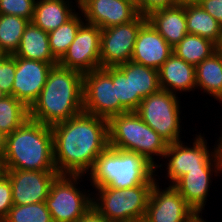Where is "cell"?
<instances>
[{
	"label": "cell",
	"instance_id": "obj_1",
	"mask_svg": "<svg viewBox=\"0 0 222 222\" xmlns=\"http://www.w3.org/2000/svg\"><path fill=\"white\" fill-rule=\"evenodd\" d=\"M51 131L59 174H87L109 145L108 120L84 111L51 126Z\"/></svg>",
	"mask_w": 222,
	"mask_h": 222
},
{
	"label": "cell",
	"instance_id": "obj_42",
	"mask_svg": "<svg viewBox=\"0 0 222 222\" xmlns=\"http://www.w3.org/2000/svg\"><path fill=\"white\" fill-rule=\"evenodd\" d=\"M192 222H207L204 219H202V215L198 216L194 221Z\"/></svg>",
	"mask_w": 222,
	"mask_h": 222
},
{
	"label": "cell",
	"instance_id": "obj_25",
	"mask_svg": "<svg viewBox=\"0 0 222 222\" xmlns=\"http://www.w3.org/2000/svg\"><path fill=\"white\" fill-rule=\"evenodd\" d=\"M219 47L209 39L195 34H187L174 48L173 53L196 67L200 62L209 58Z\"/></svg>",
	"mask_w": 222,
	"mask_h": 222
},
{
	"label": "cell",
	"instance_id": "obj_33",
	"mask_svg": "<svg viewBox=\"0 0 222 222\" xmlns=\"http://www.w3.org/2000/svg\"><path fill=\"white\" fill-rule=\"evenodd\" d=\"M15 71L16 57L5 54L0 59V95H12Z\"/></svg>",
	"mask_w": 222,
	"mask_h": 222
},
{
	"label": "cell",
	"instance_id": "obj_24",
	"mask_svg": "<svg viewBox=\"0 0 222 222\" xmlns=\"http://www.w3.org/2000/svg\"><path fill=\"white\" fill-rule=\"evenodd\" d=\"M186 26L189 34L209 39L218 47L222 44V26L199 4L185 5Z\"/></svg>",
	"mask_w": 222,
	"mask_h": 222
},
{
	"label": "cell",
	"instance_id": "obj_41",
	"mask_svg": "<svg viewBox=\"0 0 222 222\" xmlns=\"http://www.w3.org/2000/svg\"><path fill=\"white\" fill-rule=\"evenodd\" d=\"M89 0H76V6L79 10L88 2Z\"/></svg>",
	"mask_w": 222,
	"mask_h": 222
},
{
	"label": "cell",
	"instance_id": "obj_44",
	"mask_svg": "<svg viewBox=\"0 0 222 222\" xmlns=\"http://www.w3.org/2000/svg\"><path fill=\"white\" fill-rule=\"evenodd\" d=\"M6 53L1 49L0 47V59L5 55Z\"/></svg>",
	"mask_w": 222,
	"mask_h": 222
},
{
	"label": "cell",
	"instance_id": "obj_40",
	"mask_svg": "<svg viewBox=\"0 0 222 222\" xmlns=\"http://www.w3.org/2000/svg\"><path fill=\"white\" fill-rule=\"evenodd\" d=\"M201 0H175L176 5L198 4Z\"/></svg>",
	"mask_w": 222,
	"mask_h": 222
},
{
	"label": "cell",
	"instance_id": "obj_6",
	"mask_svg": "<svg viewBox=\"0 0 222 222\" xmlns=\"http://www.w3.org/2000/svg\"><path fill=\"white\" fill-rule=\"evenodd\" d=\"M152 186L138 185L126 189L94 188L92 207L111 222H143Z\"/></svg>",
	"mask_w": 222,
	"mask_h": 222
},
{
	"label": "cell",
	"instance_id": "obj_12",
	"mask_svg": "<svg viewBox=\"0 0 222 222\" xmlns=\"http://www.w3.org/2000/svg\"><path fill=\"white\" fill-rule=\"evenodd\" d=\"M155 182L143 222H192L198 215L172 186L162 188Z\"/></svg>",
	"mask_w": 222,
	"mask_h": 222
},
{
	"label": "cell",
	"instance_id": "obj_31",
	"mask_svg": "<svg viewBox=\"0 0 222 222\" xmlns=\"http://www.w3.org/2000/svg\"><path fill=\"white\" fill-rule=\"evenodd\" d=\"M5 219L6 222H53L45 202L13 205Z\"/></svg>",
	"mask_w": 222,
	"mask_h": 222
},
{
	"label": "cell",
	"instance_id": "obj_29",
	"mask_svg": "<svg viewBox=\"0 0 222 222\" xmlns=\"http://www.w3.org/2000/svg\"><path fill=\"white\" fill-rule=\"evenodd\" d=\"M112 80L116 83L117 98L120 105L128 111H136L139 107L141 96H132L131 61L118 66H112Z\"/></svg>",
	"mask_w": 222,
	"mask_h": 222
},
{
	"label": "cell",
	"instance_id": "obj_17",
	"mask_svg": "<svg viewBox=\"0 0 222 222\" xmlns=\"http://www.w3.org/2000/svg\"><path fill=\"white\" fill-rule=\"evenodd\" d=\"M173 54V48L147 20L140 28L131 61L159 70Z\"/></svg>",
	"mask_w": 222,
	"mask_h": 222
},
{
	"label": "cell",
	"instance_id": "obj_7",
	"mask_svg": "<svg viewBox=\"0 0 222 222\" xmlns=\"http://www.w3.org/2000/svg\"><path fill=\"white\" fill-rule=\"evenodd\" d=\"M191 145H185L183 141L168 144L164 153L166 159V176L169 184L173 185L180 177L194 170H222V155L219 139L214 144L213 150H209L208 142L201 133L196 134Z\"/></svg>",
	"mask_w": 222,
	"mask_h": 222
},
{
	"label": "cell",
	"instance_id": "obj_37",
	"mask_svg": "<svg viewBox=\"0 0 222 222\" xmlns=\"http://www.w3.org/2000/svg\"><path fill=\"white\" fill-rule=\"evenodd\" d=\"M76 222H111L101 216L93 207Z\"/></svg>",
	"mask_w": 222,
	"mask_h": 222
},
{
	"label": "cell",
	"instance_id": "obj_19",
	"mask_svg": "<svg viewBox=\"0 0 222 222\" xmlns=\"http://www.w3.org/2000/svg\"><path fill=\"white\" fill-rule=\"evenodd\" d=\"M159 85L172 94L190 92L196 89L195 67L174 53L158 70Z\"/></svg>",
	"mask_w": 222,
	"mask_h": 222
},
{
	"label": "cell",
	"instance_id": "obj_36",
	"mask_svg": "<svg viewBox=\"0 0 222 222\" xmlns=\"http://www.w3.org/2000/svg\"><path fill=\"white\" fill-rule=\"evenodd\" d=\"M198 4L222 26V0H201Z\"/></svg>",
	"mask_w": 222,
	"mask_h": 222
},
{
	"label": "cell",
	"instance_id": "obj_21",
	"mask_svg": "<svg viewBox=\"0 0 222 222\" xmlns=\"http://www.w3.org/2000/svg\"><path fill=\"white\" fill-rule=\"evenodd\" d=\"M71 3L75 4L71 0H36L32 22L49 33L77 13Z\"/></svg>",
	"mask_w": 222,
	"mask_h": 222
},
{
	"label": "cell",
	"instance_id": "obj_32",
	"mask_svg": "<svg viewBox=\"0 0 222 222\" xmlns=\"http://www.w3.org/2000/svg\"><path fill=\"white\" fill-rule=\"evenodd\" d=\"M36 0H0V14L14 15L32 21Z\"/></svg>",
	"mask_w": 222,
	"mask_h": 222
},
{
	"label": "cell",
	"instance_id": "obj_15",
	"mask_svg": "<svg viewBox=\"0 0 222 222\" xmlns=\"http://www.w3.org/2000/svg\"><path fill=\"white\" fill-rule=\"evenodd\" d=\"M56 64L58 63H45L38 60L16 57L12 96L30 108L38 99L50 69Z\"/></svg>",
	"mask_w": 222,
	"mask_h": 222
},
{
	"label": "cell",
	"instance_id": "obj_23",
	"mask_svg": "<svg viewBox=\"0 0 222 222\" xmlns=\"http://www.w3.org/2000/svg\"><path fill=\"white\" fill-rule=\"evenodd\" d=\"M196 89L222 103V51L218 49L195 67Z\"/></svg>",
	"mask_w": 222,
	"mask_h": 222
},
{
	"label": "cell",
	"instance_id": "obj_30",
	"mask_svg": "<svg viewBox=\"0 0 222 222\" xmlns=\"http://www.w3.org/2000/svg\"><path fill=\"white\" fill-rule=\"evenodd\" d=\"M132 96H147L159 91L158 70L131 61Z\"/></svg>",
	"mask_w": 222,
	"mask_h": 222
},
{
	"label": "cell",
	"instance_id": "obj_4",
	"mask_svg": "<svg viewBox=\"0 0 222 222\" xmlns=\"http://www.w3.org/2000/svg\"><path fill=\"white\" fill-rule=\"evenodd\" d=\"M7 170L56 171L51 126L28 119L7 135Z\"/></svg>",
	"mask_w": 222,
	"mask_h": 222
},
{
	"label": "cell",
	"instance_id": "obj_3",
	"mask_svg": "<svg viewBox=\"0 0 222 222\" xmlns=\"http://www.w3.org/2000/svg\"><path fill=\"white\" fill-rule=\"evenodd\" d=\"M155 173L156 167L142 155L108 145L96 158L87 178L90 177L93 188L126 189L138 185H154L159 181Z\"/></svg>",
	"mask_w": 222,
	"mask_h": 222
},
{
	"label": "cell",
	"instance_id": "obj_18",
	"mask_svg": "<svg viewBox=\"0 0 222 222\" xmlns=\"http://www.w3.org/2000/svg\"><path fill=\"white\" fill-rule=\"evenodd\" d=\"M222 170H194L180 177L172 186L183 196L187 204L200 216L205 210L211 177L220 176ZM214 174V175H213ZM213 175V176H212ZM201 213V214H200Z\"/></svg>",
	"mask_w": 222,
	"mask_h": 222
},
{
	"label": "cell",
	"instance_id": "obj_38",
	"mask_svg": "<svg viewBox=\"0 0 222 222\" xmlns=\"http://www.w3.org/2000/svg\"><path fill=\"white\" fill-rule=\"evenodd\" d=\"M7 135L0 131V158L4 157L6 150Z\"/></svg>",
	"mask_w": 222,
	"mask_h": 222
},
{
	"label": "cell",
	"instance_id": "obj_27",
	"mask_svg": "<svg viewBox=\"0 0 222 222\" xmlns=\"http://www.w3.org/2000/svg\"><path fill=\"white\" fill-rule=\"evenodd\" d=\"M79 13L77 12L65 24L48 33L50 51L57 61L64 56L73 43L80 26L85 22L82 13L80 11Z\"/></svg>",
	"mask_w": 222,
	"mask_h": 222
},
{
	"label": "cell",
	"instance_id": "obj_5",
	"mask_svg": "<svg viewBox=\"0 0 222 222\" xmlns=\"http://www.w3.org/2000/svg\"><path fill=\"white\" fill-rule=\"evenodd\" d=\"M108 144L113 148L142 155L156 169L163 164L156 163L155 156L163 159L168 146V143L135 111L114 115L108 119Z\"/></svg>",
	"mask_w": 222,
	"mask_h": 222
},
{
	"label": "cell",
	"instance_id": "obj_26",
	"mask_svg": "<svg viewBox=\"0 0 222 222\" xmlns=\"http://www.w3.org/2000/svg\"><path fill=\"white\" fill-rule=\"evenodd\" d=\"M29 119V108L12 95H0V131L11 134Z\"/></svg>",
	"mask_w": 222,
	"mask_h": 222
},
{
	"label": "cell",
	"instance_id": "obj_16",
	"mask_svg": "<svg viewBox=\"0 0 222 222\" xmlns=\"http://www.w3.org/2000/svg\"><path fill=\"white\" fill-rule=\"evenodd\" d=\"M85 22L100 29L126 24L138 15L136 4L131 0H89L80 10Z\"/></svg>",
	"mask_w": 222,
	"mask_h": 222
},
{
	"label": "cell",
	"instance_id": "obj_2",
	"mask_svg": "<svg viewBox=\"0 0 222 222\" xmlns=\"http://www.w3.org/2000/svg\"><path fill=\"white\" fill-rule=\"evenodd\" d=\"M83 112V74L53 65L38 99L29 108V119L53 126Z\"/></svg>",
	"mask_w": 222,
	"mask_h": 222
},
{
	"label": "cell",
	"instance_id": "obj_11",
	"mask_svg": "<svg viewBox=\"0 0 222 222\" xmlns=\"http://www.w3.org/2000/svg\"><path fill=\"white\" fill-rule=\"evenodd\" d=\"M146 21L147 17L139 14L126 24L101 29L100 68L131 61L137 34Z\"/></svg>",
	"mask_w": 222,
	"mask_h": 222
},
{
	"label": "cell",
	"instance_id": "obj_43",
	"mask_svg": "<svg viewBox=\"0 0 222 222\" xmlns=\"http://www.w3.org/2000/svg\"><path fill=\"white\" fill-rule=\"evenodd\" d=\"M221 136H219V144H220V150H221V155H222V132L220 134Z\"/></svg>",
	"mask_w": 222,
	"mask_h": 222
},
{
	"label": "cell",
	"instance_id": "obj_14",
	"mask_svg": "<svg viewBox=\"0 0 222 222\" xmlns=\"http://www.w3.org/2000/svg\"><path fill=\"white\" fill-rule=\"evenodd\" d=\"M57 171L7 170L13 205L45 202Z\"/></svg>",
	"mask_w": 222,
	"mask_h": 222
},
{
	"label": "cell",
	"instance_id": "obj_34",
	"mask_svg": "<svg viewBox=\"0 0 222 222\" xmlns=\"http://www.w3.org/2000/svg\"><path fill=\"white\" fill-rule=\"evenodd\" d=\"M12 207L13 199L11 182L6 176L0 181V219H5Z\"/></svg>",
	"mask_w": 222,
	"mask_h": 222
},
{
	"label": "cell",
	"instance_id": "obj_35",
	"mask_svg": "<svg viewBox=\"0 0 222 222\" xmlns=\"http://www.w3.org/2000/svg\"><path fill=\"white\" fill-rule=\"evenodd\" d=\"M176 6L175 0H140L137 4L138 13L147 17L152 12Z\"/></svg>",
	"mask_w": 222,
	"mask_h": 222
},
{
	"label": "cell",
	"instance_id": "obj_10",
	"mask_svg": "<svg viewBox=\"0 0 222 222\" xmlns=\"http://www.w3.org/2000/svg\"><path fill=\"white\" fill-rule=\"evenodd\" d=\"M83 111L107 120L127 112L117 98L112 66L83 74Z\"/></svg>",
	"mask_w": 222,
	"mask_h": 222
},
{
	"label": "cell",
	"instance_id": "obj_22",
	"mask_svg": "<svg viewBox=\"0 0 222 222\" xmlns=\"http://www.w3.org/2000/svg\"><path fill=\"white\" fill-rule=\"evenodd\" d=\"M13 55L45 63H58L50 51L48 32L36 26L32 21L26 26L20 46Z\"/></svg>",
	"mask_w": 222,
	"mask_h": 222
},
{
	"label": "cell",
	"instance_id": "obj_45",
	"mask_svg": "<svg viewBox=\"0 0 222 222\" xmlns=\"http://www.w3.org/2000/svg\"><path fill=\"white\" fill-rule=\"evenodd\" d=\"M133 1L135 4H137L140 0H131Z\"/></svg>",
	"mask_w": 222,
	"mask_h": 222
},
{
	"label": "cell",
	"instance_id": "obj_9",
	"mask_svg": "<svg viewBox=\"0 0 222 222\" xmlns=\"http://www.w3.org/2000/svg\"><path fill=\"white\" fill-rule=\"evenodd\" d=\"M177 95L160 89L143 98L135 111L168 144L181 141V101Z\"/></svg>",
	"mask_w": 222,
	"mask_h": 222
},
{
	"label": "cell",
	"instance_id": "obj_8",
	"mask_svg": "<svg viewBox=\"0 0 222 222\" xmlns=\"http://www.w3.org/2000/svg\"><path fill=\"white\" fill-rule=\"evenodd\" d=\"M82 176L58 174L53 180L45 200L53 222H76L92 208V191L77 186Z\"/></svg>",
	"mask_w": 222,
	"mask_h": 222
},
{
	"label": "cell",
	"instance_id": "obj_39",
	"mask_svg": "<svg viewBox=\"0 0 222 222\" xmlns=\"http://www.w3.org/2000/svg\"><path fill=\"white\" fill-rule=\"evenodd\" d=\"M7 167L3 158H0V181L6 177Z\"/></svg>",
	"mask_w": 222,
	"mask_h": 222
},
{
	"label": "cell",
	"instance_id": "obj_20",
	"mask_svg": "<svg viewBox=\"0 0 222 222\" xmlns=\"http://www.w3.org/2000/svg\"><path fill=\"white\" fill-rule=\"evenodd\" d=\"M147 20L174 48L187 34L185 5H176L152 12Z\"/></svg>",
	"mask_w": 222,
	"mask_h": 222
},
{
	"label": "cell",
	"instance_id": "obj_28",
	"mask_svg": "<svg viewBox=\"0 0 222 222\" xmlns=\"http://www.w3.org/2000/svg\"><path fill=\"white\" fill-rule=\"evenodd\" d=\"M29 22L22 17L0 14V47L6 54H15Z\"/></svg>",
	"mask_w": 222,
	"mask_h": 222
},
{
	"label": "cell",
	"instance_id": "obj_13",
	"mask_svg": "<svg viewBox=\"0 0 222 222\" xmlns=\"http://www.w3.org/2000/svg\"><path fill=\"white\" fill-rule=\"evenodd\" d=\"M101 29L84 22L58 64L82 74L100 68Z\"/></svg>",
	"mask_w": 222,
	"mask_h": 222
}]
</instances>
